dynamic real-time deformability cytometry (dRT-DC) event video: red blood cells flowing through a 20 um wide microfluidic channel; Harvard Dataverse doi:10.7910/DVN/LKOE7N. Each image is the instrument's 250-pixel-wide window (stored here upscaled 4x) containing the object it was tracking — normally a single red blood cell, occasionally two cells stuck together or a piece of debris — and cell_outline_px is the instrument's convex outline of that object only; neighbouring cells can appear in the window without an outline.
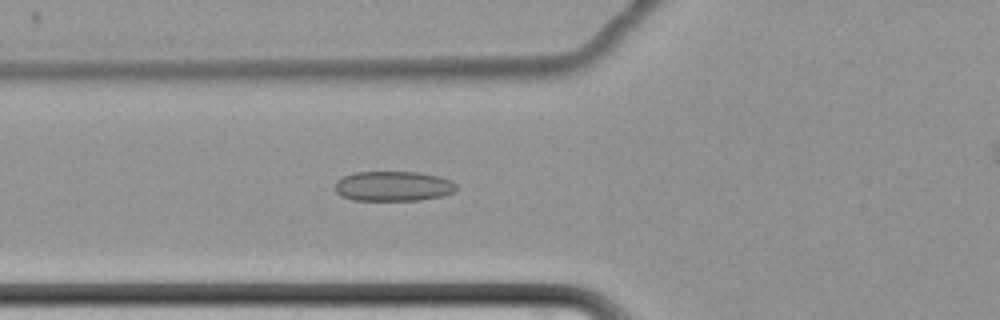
{"species": "common noctule bat (a hibernating species)", "species_latin": "Nyctalus noctula", "temperature_condition": "cold", "stored_images_in_passage": 37, "camera_frame_rate_fps": 3000, "um_per_image_px": 0.085, "animal": {"sex": "female", "body_mass_g": 22.7, "forearm_length_mm": 54.2}, "frame": {"image": 1, "passage_image": 4, "time_ms": 1.0, "image_size_px": [1000, 320], "cell_outline_px": [[456, 192], [440, 196], [420, 200], [352, 200], [340, 196], [336, 192], [336, 180], [352, 172], [420, 172], [440, 176], [456, 184]], "centroid_in_image_um": [33.41, 15.82], "position_along_channel_um": 92.4, "area_um2": 21.27}}
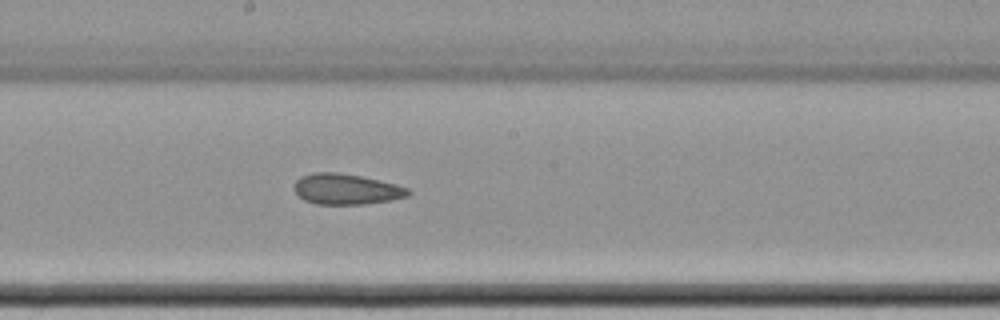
{"frame": {"image": 2, "passage_image": 15, "time_ms": 4.667, "image_size_px": [1000, 320], "cell_outline_px": [[412, 192], [408, 196], [388, 200], [364, 204], [316, 204], [304, 200], [292, 188], [296, 180], [300, 176], [312, 172], [336, 172], [360, 176], [396, 184], [408, 188]], "centroid_in_image_um": [29.4, 16.07], "position_along_channel_um": 218.8, "area_um2": 20.35}}
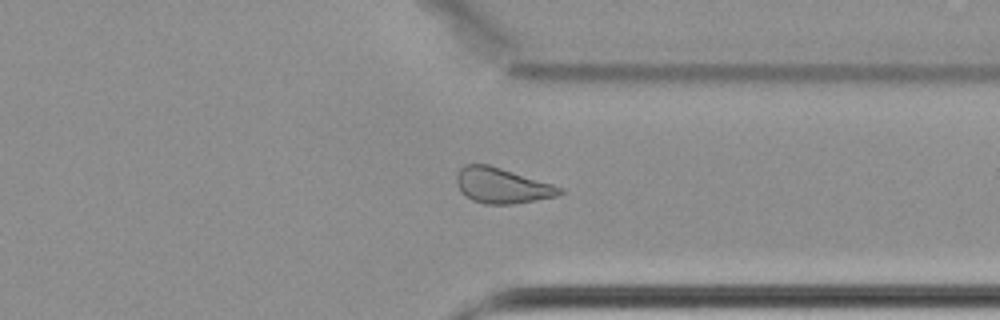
{"frame": {"image": 3, "passage_image": 28, "time_ms": 9.0, "image_size_px": [1000, 320], "cell_outline_px": [[564, 192], [556, 196], [512, 204], [484, 204], [472, 200], [464, 196], [460, 192], [456, 180], [456, 172], [464, 164], [488, 164], [552, 184], [564, 188]], "centroid_in_image_um": [42.62, 15.77], "position_along_channel_um": 368.8, "area_um2": 21.27}}